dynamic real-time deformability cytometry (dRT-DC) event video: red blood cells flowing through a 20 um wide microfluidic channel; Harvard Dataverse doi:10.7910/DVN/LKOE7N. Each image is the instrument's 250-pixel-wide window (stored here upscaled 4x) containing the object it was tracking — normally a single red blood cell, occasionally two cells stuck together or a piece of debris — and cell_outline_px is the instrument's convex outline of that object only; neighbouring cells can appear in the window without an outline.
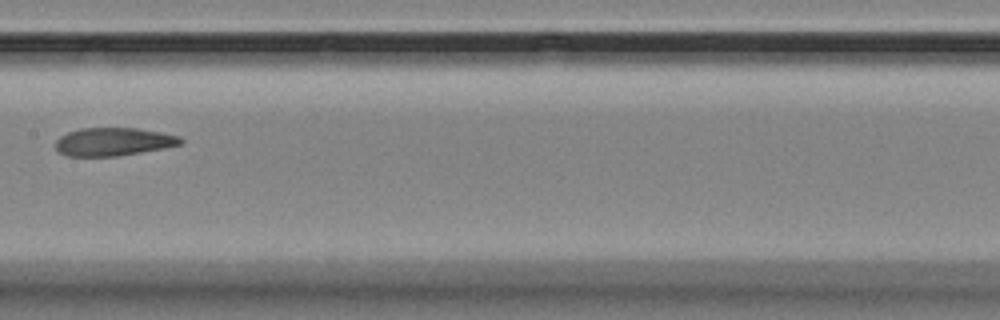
{"species": "Egyptian fruit bat (a non-hibernating species)", "species_latin": "Rousettus aegyptiacus", "temperature_condition": "room temperature", "stored_images_in_passage": 11, "camera_frame_rate_fps": 3000, "um_per_image_px": 0.085, "animal": {"sex": "female"}, "frame": {"image": 1, "passage_image": 4, "time_ms": 3.667, "image_size_px": [1000, 320], "cell_outline_px": [[184, 144], [164, 148], [116, 156], [68, 156], [60, 152], [56, 148], [56, 140], [60, 136], [68, 132], [80, 128], [136, 128], [160, 132], [180, 136], [184, 140]], "centroid_in_image_um": [9.67, 12.04], "position_along_channel_um": 197.7, "area_um2": 20.46}}
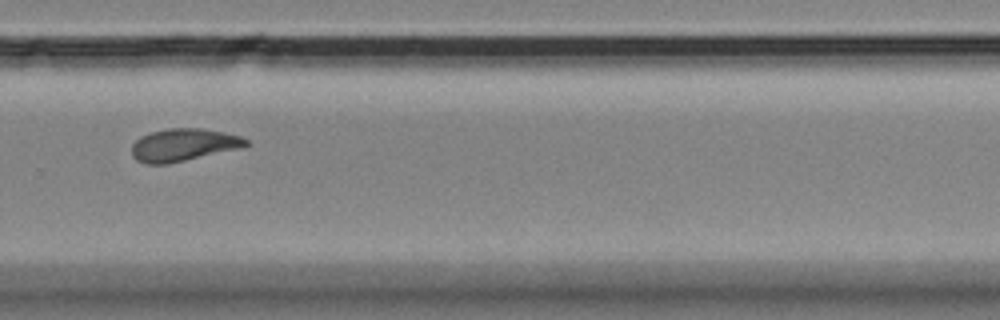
{"frame": {"image": 2, "passage_image": 7, "time_ms": 7.0, "image_size_px": [1000, 320], "cell_outline_px": [[252, 144], [244, 148], [168, 164], [144, 164], [136, 160], [132, 156], [132, 144], [140, 136], [152, 132], [168, 128], [200, 128], [224, 132], [240, 136], [248, 140]], "centroid_in_image_um": [15.63, 12.33], "position_along_channel_um": 314.2, "area_um2": 22.02}}
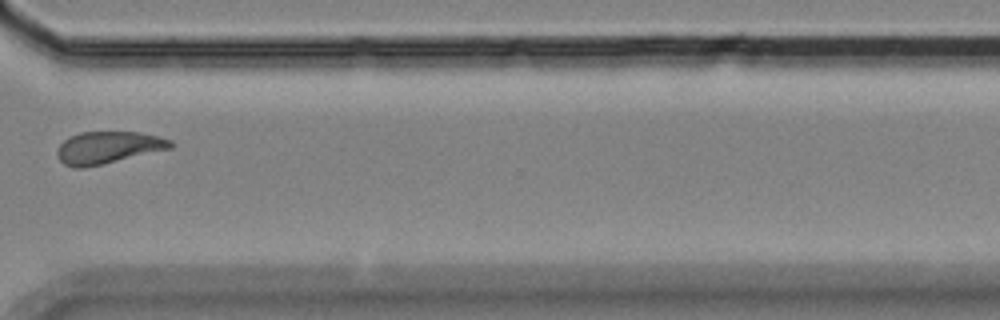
{"frame": {"image": 3, "passage_image": 8, "time_ms": 8.333, "image_size_px": [1000, 320], "cell_outline_px": [[172, 148], [104, 164], [84, 168], [72, 168], [64, 164], [60, 160], [56, 152], [60, 144], [68, 136], [80, 132], [140, 132], [160, 136], [172, 140]], "centroid_in_image_um": [9.18, 12.54], "position_along_channel_um": 361.4, "area_um2": 21.44}, "authors_computed_cell_mechanics": {"area_um2": 21.4438, "velocity_mm_per_s": 3.5148, "shape_relaxation_time_tau1_ms": null, "shape_relaxation_time_tau2_ms": 2.5428, "deformation_change_tau1": null, "deformation_change_tau2": 0.0718}}